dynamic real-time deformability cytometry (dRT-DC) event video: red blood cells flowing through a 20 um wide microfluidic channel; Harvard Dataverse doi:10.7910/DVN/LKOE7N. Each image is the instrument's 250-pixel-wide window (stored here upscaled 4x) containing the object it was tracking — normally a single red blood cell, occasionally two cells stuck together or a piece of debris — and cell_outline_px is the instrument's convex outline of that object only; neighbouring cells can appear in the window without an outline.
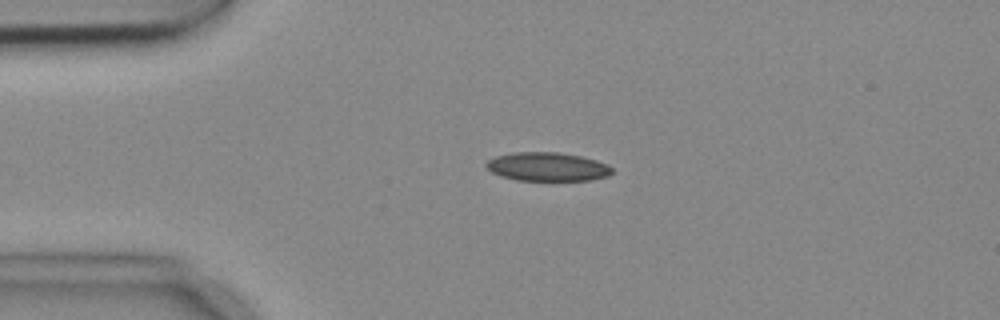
{"species": "common noctule bat (a hibernating species)", "species_latin": "Nyctalus noctula", "temperature_condition": "cold", "stored_images_in_passage": 1, "camera_frame_rate_fps": 3000, "um_per_image_px": 0.085, "animal": {"sex": "female", "body_mass_g": 18.4}, "frame": {"image": 1, "passage_image": 1, "time_ms": 0.0, "image_size_px": [1000, 320], "cell_outline_px": [[612, 172], [608, 176], [588, 180], [516, 180], [500, 176], [492, 172], [484, 164], [488, 160], [496, 156], [512, 152], [556, 152], [580, 156], [596, 160], [612, 168]], "centroid_in_image_um": [46.48, 14.17], "position_along_channel_um": 38.5, "area_um2": 20.87}}